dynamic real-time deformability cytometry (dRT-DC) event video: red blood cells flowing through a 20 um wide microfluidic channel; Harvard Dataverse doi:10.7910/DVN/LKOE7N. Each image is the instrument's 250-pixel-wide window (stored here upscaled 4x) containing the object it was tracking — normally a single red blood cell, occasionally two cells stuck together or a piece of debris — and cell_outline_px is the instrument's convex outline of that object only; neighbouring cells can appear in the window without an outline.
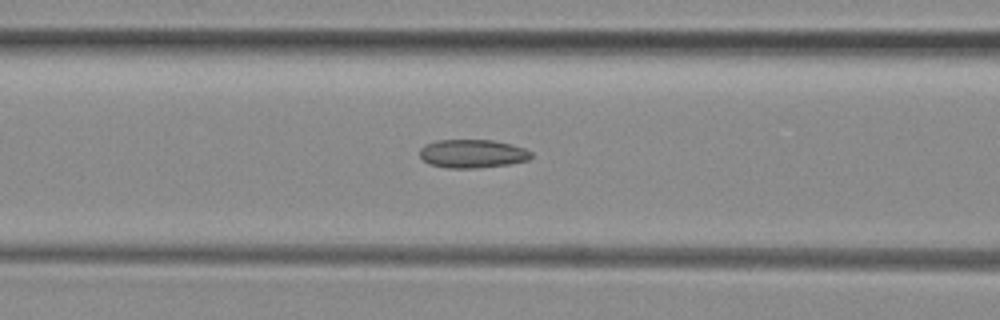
{"species": "common noctule bat (a hibernating species)", "species_latin": "Nyctalus noctula", "temperature_condition": "room temperature", "stored_images_in_passage": 41, "camera_frame_rate_fps": 3000, "um_per_image_px": 0.085, "animal": {"sex": "female", "body_mass_g": 29.2, "forearm_length_mm": 56.3}, "frame": {"image": 1, "passage_image": 20, "time_ms": 6.333, "image_size_px": [1000, 320], "cell_outline_px": [[532, 156], [528, 160], [508, 164], [476, 168], [448, 168], [428, 164], [420, 156], [420, 148], [424, 144], [436, 140], [492, 140], [524, 148], [532, 152]], "centroid_in_image_um": [40.12, 13.06], "position_along_channel_um": 126.5, "area_um2": 18.44}}
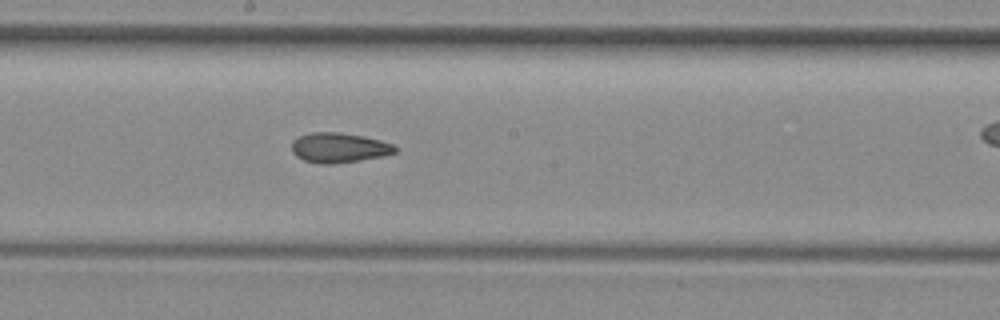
{"frame": {"image": 2, "passage_image": 27, "time_ms": 8.667, "image_size_px": [1000, 320], "cell_outline_px": [[396, 152], [384, 156], [360, 160], [332, 164], [320, 164], [304, 160], [296, 156], [292, 152], [292, 140], [300, 136], [312, 132], [336, 132], [364, 136], [380, 140], [392, 144], [396, 148]], "centroid_in_image_um": [28.8, 12.56], "position_along_channel_um": 219.4, "area_um2": 17.98}}
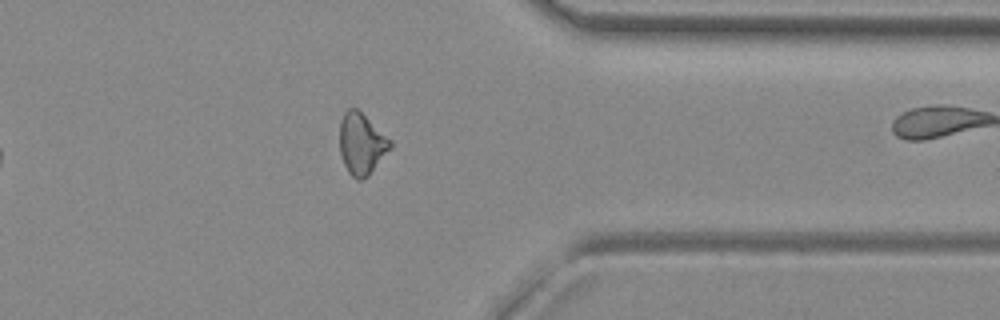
{"frame": {"image": 3, "passage_image": 40, "time_ms": 13.0, "image_size_px": [1000, 320], "cell_outline_px": [[392, 148], [368, 176], [360, 180], [356, 180], [348, 172], [344, 164], [340, 152], [340, 124], [344, 112], [348, 108], [356, 108], [392, 140]], "centroid_in_image_um": [30.75, 12.24], "position_along_channel_um": 380.7, "area_um2": 18.09}}